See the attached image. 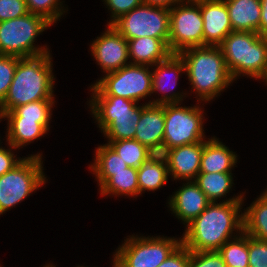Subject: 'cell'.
<instances>
[{
    "label": "cell",
    "mask_w": 267,
    "mask_h": 267,
    "mask_svg": "<svg viewBox=\"0 0 267 267\" xmlns=\"http://www.w3.org/2000/svg\"><path fill=\"white\" fill-rule=\"evenodd\" d=\"M243 194L219 203L211 202L185 226L181 243L190 251H218L228 240L240 235L243 231ZM233 231L237 233L235 236Z\"/></svg>",
    "instance_id": "6da1fadb"
},
{
    "label": "cell",
    "mask_w": 267,
    "mask_h": 267,
    "mask_svg": "<svg viewBox=\"0 0 267 267\" xmlns=\"http://www.w3.org/2000/svg\"><path fill=\"white\" fill-rule=\"evenodd\" d=\"M52 65L50 53L18 57L12 83L0 104V116L30 102L54 100L55 78Z\"/></svg>",
    "instance_id": "7a4b0ae2"
},
{
    "label": "cell",
    "mask_w": 267,
    "mask_h": 267,
    "mask_svg": "<svg viewBox=\"0 0 267 267\" xmlns=\"http://www.w3.org/2000/svg\"><path fill=\"white\" fill-rule=\"evenodd\" d=\"M198 102L213 100L232 82L219 46H200L179 53Z\"/></svg>",
    "instance_id": "3957f363"
},
{
    "label": "cell",
    "mask_w": 267,
    "mask_h": 267,
    "mask_svg": "<svg viewBox=\"0 0 267 267\" xmlns=\"http://www.w3.org/2000/svg\"><path fill=\"white\" fill-rule=\"evenodd\" d=\"M232 80L267 78V37L256 32H231L219 45Z\"/></svg>",
    "instance_id": "277c9868"
},
{
    "label": "cell",
    "mask_w": 267,
    "mask_h": 267,
    "mask_svg": "<svg viewBox=\"0 0 267 267\" xmlns=\"http://www.w3.org/2000/svg\"><path fill=\"white\" fill-rule=\"evenodd\" d=\"M112 95H91L89 106L101 133L111 141L134 139L142 109L147 105ZM139 105V106H137Z\"/></svg>",
    "instance_id": "5b68a950"
},
{
    "label": "cell",
    "mask_w": 267,
    "mask_h": 267,
    "mask_svg": "<svg viewBox=\"0 0 267 267\" xmlns=\"http://www.w3.org/2000/svg\"><path fill=\"white\" fill-rule=\"evenodd\" d=\"M51 25L44 17L32 13L0 22V54L23 58L50 53L47 45L36 47L34 42Z\"/></svg>",
    "instance_id": "8992f818"
},
{
    "label": "cell",
    "mask_w": 267,
    "mask_h": 267,
    "mask_svg": "<svg viewBox=\"0 0 267 267\" xmlns=\"http://www.w3.org/2000/svg\"><path fill=\"white\" fill-rule=\"evenodd\" d=\"M42 164V154H32L0 176V215L43 187L47 179Z\"/></svg>",
    "instance_id": "52a82bcc"
},
{
    "label": "cell",
    "mask_w": 267,
    "mask_h": 267,
    "mask_svg": "<svg viewBox=\"0 0 267 267\" xmlns=\"http://www.w3.org/2000/svg\"><path fill=\"white\" fill-rule=\"evenodd\" d=\"M128 237L116 249L113 267H158L181 244V237Z\"/></svg>",
    "instance_id": "ba28073f"
},
{
    "label": "cell",
    "mask_w": 267,
    "mask_h": 267,
    "mask_svg": "<svg viewBox=\"0 0 267 267\" xmlns=\"http://www.w3.org/2000/svg\"><path fill=\"white\" fill-rule=\"evenodd\" d=\"M147 65L128 64L103 75L91 85L92 95H112L139 102L151 96L152 71Z\"/></svg>",
    "instance_id": "9c48e42d"
},
{
    "label": "cell",
    "mask_w": 267,
    "mask_h": 267,
    "mask_svg": "<svg viewBox=\"0 0 267 267\" xmlns=\"http://www.w3.org/2000/svg\"><path fill=\"white\" fill-rule=\"evenodd\" d=\"M164 104L165 130L162 154L175 147L205 141L204 110L201 106Z\"/></svg>",
    "instance_id": "30bf717a"
},
{
    "label": "cell",
    "mask_w": 267,
    "mask_h": 267,
    "mask_svg": "<svg viewBox=\"0 0 267 267\" xmlns=\"http://www.w3.org/2000/svg\"><path fill=\"white\" fill-rule=\"evenodd\" d=\"M112 26L126 39L150 37L164 40L169 47L170 10L142 3L117 19Z\"/></svg>",
    "instance_id": "8fae6325"
},
{
    "label": "cell",
    "mask_w": 267,
    "mask_h": 267,
    "mask_svg": "<svg viewBox=\"0 0 267 267\" xmlns=\"http://www.w3.org/2000/svg\"><path fill=\"white\" fill-rule=\"evenodd\" d=\"M170 10L169 49L179 54L185 49L203 46V18L199 0H182Z\"/></svg>",
    "instance_id": "7c38bea8"
},
{
    "label": "cell",
    "mask_w": 267,
    "mask_h": 267,
    "mask_svg": "<svg viewBox=\"0 0 267 267\" xmlns=\"http://www.w3.org/2000/svg\"><path fill=\"white\" fill-rule=\"evenodd\" d=\"M90 46L93 58L106 74L130 64L128 42L112 25Z\"/></svg>",
    "instance_id": "4fadbf2b"
},
{
    "label": "cell",
    "mask_w": 267,
    "mask_h": 267,
    "mask_svg": "<svg viewBox=\"0 0 267 267\" xmlns=\"http://www.w3.org/2000/svg\"><path fill=\"white\" fill-rule=\"evenodd\" d=\"M152 68V93L161 92V98H158L153 101H149L148 104H172V103H181L183 98L187 95L183 92H173L172 90L177 85V80L179 78L180 73L186 72L184 60L181 58L179 54H171L166 60L158 62ZM156 68V69H155ZM172 76V84H167V81L170 82L169 78ZM169 77V78H168ZM175 80V81H174ZM167 84V85H166ZM169 85V86H168ZM169 87V89H168ZM172 91L168 93V91ZM165 93V95H164ZM169 94V95H168Z\"/></svg>",
    "instance_id": "5bb4252c"
},
{
    "label": "cell",
    "mask_w": 267,
    "mask_h": 267,
    "mask_svg": "<svg viewBox=\"0 0 267 267\" xmlns=\"http://www.w3.org/2000/svg\"><path fill=\"white\" fill-rule=\"evenodd\" d=\"M202 14L203 46H219L233 32L224 0H199Z\"/></svg>",
    "instance_id": "9a60e30c"
},
{
    "label": "cell",
    "mask_w": 267,
    "mask_h": 267,
    "mask_svg": "<svg viewBox=\"0 0 267 267\" xmlns=\"http://www.w3.org/2000/svg\"><path fill=\"white\" fill-rule=\"evenodd\" d=\"M183 183L168 200V207L186 226L197 218L211 203L193 180Z\"/></svg>",
    "instance_id": "2e32d148"
},
{
    "label": "cell",
    "mask_w": 267,
    "mask_h": 267,
    "mask_svg": "<svg viewBox=\"0 0 267 267\" xmlns=\"http://www.w3.org/2000/svg\"><path fill=\"white\" fill-rule=\"evenodd\" d=\"M165 130L164 104H147L141 111L134 139L162 154Z\"/></svg>",
    "instance_id": "e0dca14e"
},
{
    "label": "cell",
    "mask_w": 267,
    "mask_h": 267,
    "mask_svg": "<svg viewBox=\"0 0 267 267\" xmlns=\"http://www.w3.org/2000/svg\"><path fill=\"white\" fill-rule=\"evenodd\" d=\"M203 141L167 150L163 156L174 180H194L200 171Z\"/></svg>",
    "instance_id": "ac0fdd59"
},
{
    "label": "cell",
    "mask_w": 267,
    "mask_h": 267,
    "mask_svg": "<svg viewBox=\"0 0 267 267\" xmlns=\"http://www.w3.org/2000/svg\"><path fill=\"white\" fill-rule=\"evenodd\" d=\"M97 179L100 195L137 197L139 186L137 168L127 167L120 172H93Z\"/></svg>",
    "instance_id": "d6986e66"
},
{
    "label": "cell",
    "mask_w": 267,
    "mask_h": 267,
    "mask_svg": "<svg viewBox=\"0 0 267 267\" xmlns=\"http://www.w3.org/2000/svg\"><path fill=\"white\" fill-rule=\"evenodd\" d=\"M127 42L130 64L147 65L152 68L172 54L168 44L162 39L141 37L127 40Z\"/></svg>",
    "instance_id": "ffe728a7"
},
{
    "label": "cell",
    "mask_w": 267,
    "mask_h": 267,
    "mask_svg": "<svg viewBox=\"0 0 267 267\" xmlns=\"http://www.w3.org/2000/svg\"><path fill=\"white\" fill-rule=\"evenodd\" d=\"M203 141L199 173L231 172L237 163V154L230 151L218 138Z\"/></svg>",
    "instance_id": "44dd1931"
},
{
    "label": "cell",
    "mask_w": 267,
    "mask_h": 267,
    "mask_svg": "<svg viewBox=\"0 0 267 267\" xmlns=\"http://www.w3.org/2000/svg\"><path fill=\"white\" fill-rule=\"evenodd\" d=\"M233 31L259 34L261 0H224Z\"/></svg>",
    "instance_id": "7402d4cb"
},
{
    "label": "cell",
    "mask_w": 267,
    "mask_h": 267,
    "mask_svg": "<svg viewBox=\"0 0 267 267\" xmlns=\"http://www.w3.org/2000/svg\"><path fill=\"white\" fill-rule=\"evenodd\" d=\"M8 120L6 141L9 147L14 151L20 147L27 146L34 140L40 139L48 133V130L38 122V119L24 117H1L0 119ZM27 144V145H26Z\"/></svg>",
    "instance_id": "603a6c76"
},
{
    "label": "cell",
    "mask_w": 267,
    "mask_h": 267,
    "mask_svg": "<svg viewBox=\"0 0 267 267\" xmlns=\"http://www.w3.org/2000/svg\"><path fill=\"white\" fill-rule=\"evenodd\" d=\"M168 165L161 153H154L137 168L139 194L144 191H155L168 182Z\"/></svg>",
    "instance_id": "cb8c5ba5"
},
{
    "label": "cell",
    "mask_w": 267,
    "mask_h": 267,
    "mask_svg": "<svg viewBox=\"0 0 267 267\" xmlns=\"http://www.w3.org/2000/svg\"><path fill=\"white\" fill-rule=\"evenodd\" d=\"M243 231L255 239L267 241V193H261L244 209Z\"/></svg>",
    "instance_id": "d4e9b609"
},
{
    "label": "cell",
    "mask_w": 267,
    "mask_h": 267,
    "mask_svg": "<svg viewBox=\"0 0 267 267\" xmlns=\"http://www.w3.org/2000/svg\"><path fill=\"white\" fill-rule=\"evenodd\" d=\"M232 175V172L198 173L193 181L210 202H217L232 189V184H234Z\"/></svg>",
    "instance_id": "484cf974"
},
{
    "label": "cell",
    "mask_w": 267,
    "mask_h": 267,
    "mask_svg": "<svg viewBox=\"0 0 267 267\" xmlns=\"http://www.w3.org/2000/svg\"><path fill=\"white\" fill-rule=\"evenodd\" d=\"M227 267H249L248 234L242 231L218 250Z\"/></svg>",
    "instance_id": "4316f807"
},
{
    "label": "cell",
    "mask_w": 267,
    "mask_h": 267,
    "mask_svg": "<svg viewBox=\"0 0 267 267\" xmlns=\"http://www.w3.org/2000/svg\"><path fill=\"white\" fill-rule=\"evenodd\" d=\"M109 145L118 153L128 167L139 168L154 152L135 139L111 141Z\"/></svg>",
    "instance_id": "83f0119b"
},
{
    "label": "cell",
    "mask_w": 267,
    "mask_h": 267,
    "mask_svg": "<svg viewBox=\"0 0 267 267\" xmlns=\"http://www.w3.org/2000/svg\"><path fill=\"white\" fill-rule=\"evenodd\" d=\"M55 100H39L14 108L4 113L1 117H24L30 119H38L49 131V123L52 116V109Z\"/></svg>",
    "instance_id": "f1b7e54d"
},
{
    "label": "cell",
    "mask_w": 267,
    "mask_h": 267,
    "mask_svg": "<svg viewBox=\"0 0 267 267\" xmlns=\"http://www.w3.org/2000/svg\"><path fill=\"white\" fill-rule=\"evenodd\" d=\"M95 151L94 163L89 166L93 172H120L128 167L109 144L100 145Z\"/></svg>",
    "instance_id": "f546056e"
},
{
    "label": "cell",
    "mask_w": 267,
    "mask_h": 267,
    "mask_svg": "<svg viewBox=\"0 0 267 267\" xmlns=\"http://www.w3.org/2000/svg\"><path fill=\"white\" fill-rule=\"evenodd\" d=\"M29 13L44 17L53 26L67 12L60 0H25ZM66 10V11H65Z\"/></svg>",
    "instance_id": "4dcf8cb0"
},
{
    "label": "cell",
    "mask_w": 267,
    "mask_h": 267,
    "mask_svg": "<svg viewBox=\"0 0 267 267\" xmlns=\"http://www.w3.org/2000/svg\"><path fill=\"white\" fill-rule=\"evenodd\" d=\"M17 63L18 57L0 54V104L10 88Z\"/></svg>",
    "instance_id": "1f68e13d"
},
{
    "label": "cell",
    "mask_w": 267,
    "mask_h": 267,
    "mask_svg": "<svg viewBox=\"0 0 267 267\" xmlns=\"http://www.w3.org/2000/svg\"><path fill=\"white\" fill-rule=\"evenodd\" d=\"M189 267H227L218 251H190Z\"/></svg>",
    "instance_id": "d6a6232c"
},
{
    "label": "cell",
    "mask_w": 267,
    "mask_h": 267,
    "mask_svg": "<svg viewBox=\"0 0 267 267\" xmlns=\"http://www.w3.org/2000/svg\"><path fill=\"white\" fill-rule=\"evenodd\" d=\"M249 267H267V241L248 235Z\"/></svg>",
    "instance_id": "836d02e7"
},
{
    "label": "cell",
    "mask_w": 267,
    "mask_h": 267,
    "mask_svg": "<svg viewBox=\"0 0 267 267\" xmlns=\"http://www.w3.org/2000/svg\"><path fill=\"white\" fill-rule=\"evenodd\" d=\"M29 13L25 0H0V22Z\"/></svg>",
    "instance_id": "e575fe53"
},
{
    "label": "cell",
    "mask_w": 267,
    "mask_h": 267,
    "mask_svg": "<svg viewBox=\"0 0 267 267\" xmlns=\"http://www.w3.org/2000/svg\"><path fill=\"white\" fill-rule=\"evenodd\" d=\"M104 4L111 11V20L107 25H112L121 16L132 11L143 3L142 0H103Z\"/></svg>",
    "instance_id": "d590c367"
},
{
    "label": "cell",
    "mask_w": 267,
    "mask_h": 267,
    "mask_svg": "<svg viewBox=\"0 0 267 267\" xmlns=\"http://www.w3.org/2000/svg\"><path fill=\"white\" fill-rule=\"evenodd\" d=\"M158 267H189V249L181 243Z\"/></svg>",
    "instance_id": "8d00e7d4"
},
{
    "label": "cell",
    "mask_w": 267,
    "mask_h": 267,
    "mask_svg": "<svg viewBox=\"0 0 267 267\" xmlns=\"http://www.w3.org/2000/svg\"><path fill=\"white\" fill-rule=\"evenodd\" d=\"M23 159L15 157L14 152L10 148L5 149V147L0 146V176L12 170Z\"/></svg>",
    "instance_id": "74e56055"
},
{
    "label": "cell",
    "mask_w": 267,
    "mask_h": 267,
    "mask_svg": "<svg viewBox=\"0 0 267 267\" xmlns=\"http://www.w3.org/2000/svg\"><path fill=\"white\" fill-rule=\"evenodd\" d=\"M259 35L267 37V0H261V20Z\"/></svg>",
    "instance_id": "f35d334b"
},
{
    "label": "cell",
    "mask_w": 267,
    "mask_h": 267,
    "mask_svg": "<svg viewBox=\"0 0 267 267\" xmlns=\"http://www.w3.org/2000/svg\"><path fill=\"white\" fill-rule=\"evenodd\" d=\"M144 4L151 6H160L171 9L172 6H175L182 0H142Z\"/></svg>",
    "instance_id": "ab89813d"
},
{
    "label": "cell",
    "mask_w": 267,
    "mask_h": 267,
    "mask_svg": "<svg viewBox=\"0 0 267 267\" xmlns=\"http://www.w3.org/2000/svg\"><path fill=\"white\" fill-rule=\"evenodd\" d=\"M44 267H56V266H54L53 264H47L46 266L44 265Z\"/></svg>",
    "instance_id": "60d3db41"
}]
</instances>
